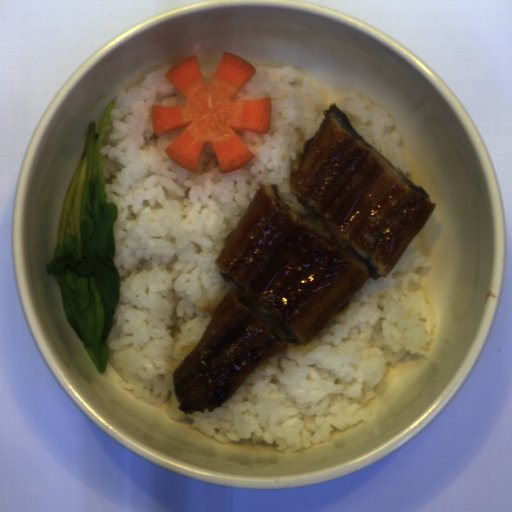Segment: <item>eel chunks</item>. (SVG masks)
Wrapping results in <instances>:
<instances>
[{"label": "eel chunks", "instance_id": "obj_1", "mask_svg": "<svg viewBox=\"0 0 512 512\" xmlns=\"http://www.w3.org/2000/svg\"><path fill=\"white\" fill-rule=\"evenodd\" d=\"M330 237L262 185L215 263L230 288L172 379L180 412L209 413L255 369L306 346L368 281L390 274L436 202L331 102L291 180Z\"/></svg>", "mask_w": 512, "mask_h": 512}]
</instances>
